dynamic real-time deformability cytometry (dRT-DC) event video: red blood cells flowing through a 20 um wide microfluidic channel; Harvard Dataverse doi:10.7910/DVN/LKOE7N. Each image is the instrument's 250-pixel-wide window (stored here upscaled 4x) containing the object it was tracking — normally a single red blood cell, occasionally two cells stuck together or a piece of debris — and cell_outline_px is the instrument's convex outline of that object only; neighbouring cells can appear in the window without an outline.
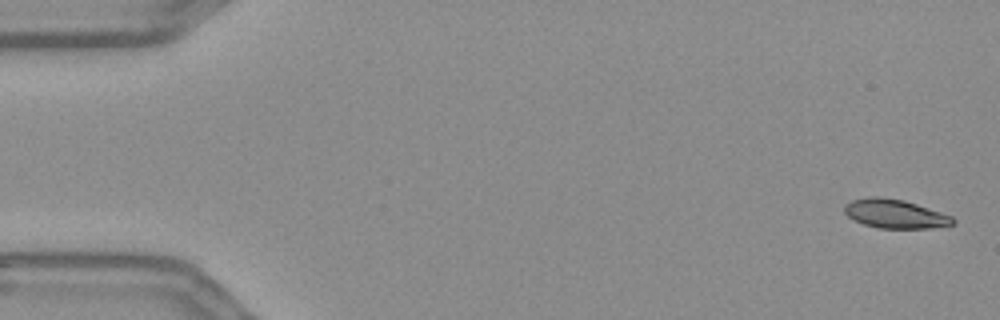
{"species": "Egyptian fruit bat (a non-hibernating species)", "species_latin": "Rousettus aegyptiacus", "temperature_condition": "warm", "stored_images_in_passage": 55, "camera_frame_rate_fps": 3000, "um_per_image_px": 0.085, "frame": {"image": 1, "passage_image": 1, "time_ms": 0.0, "image_size_px": [1000, 320], "cell_outline_px": [[956, 224], [928, 228], [876, 228], [864, 224], [848, 216], [844, 212], [844, 204], [852, 200], [868, 196], [880, 196], [904, 200], [952, 216], [956, 220]], "centroid_in_image_um": [76.07, 18.16], "position_along_channel_um": 8.9, "area_um2": 18.26}}
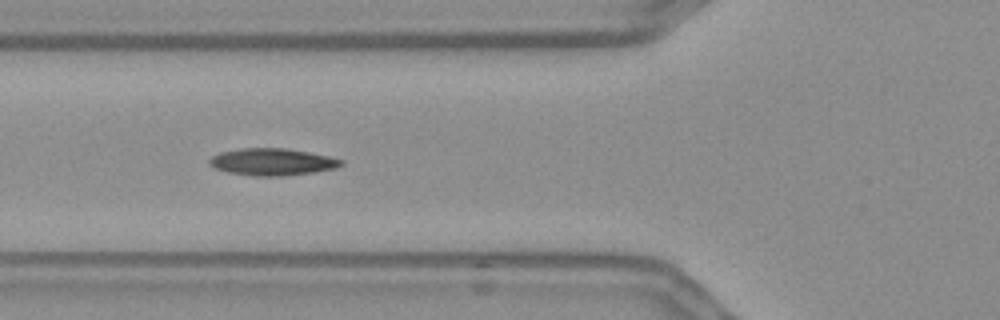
{"frame": {"image": 2, "passage_image": 20, "time_ms": 6.333, "image_size_px": [1000, 320], "cell_outline_px": [[344, 164], [336, 168], [312, 172], [280, 176], [252, 176], [228, 172], [212, 168], [208, 164], [208, 160], [212, 156], [220, 152], [240, 148], [288, 148], [328, 156], [344, 160]], "centroid_in_image_um": [23.1, 13.76], "position_along_channel_um": 102.7, "area_um2": 20.87}}
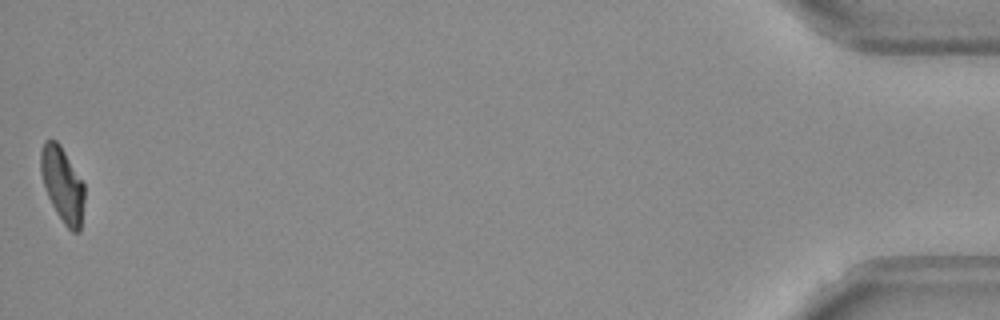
{"frame": {"image": 3, "passage_image": 55, "time_ms": 18.0, "image_size_px": [1000, 320], "cell_outline_px": [[84, 200], [80, 232], [72, 232], [64, 224], [56, 212], [48, 196], [40, 172], [40, 152], [44, 140], [56, 140], [60, 144], [84, 184]], "centroid_in_image_um": [5.3, 15.68], "position_along_channel_um": 429.9, "area_um2": 18.96}, "authors_computed_cell_mechanics": {"area_um2": 19.7676, "velocity_mm_per_s": 3.6369, "shape_relaxation_time_tau1_ms": null, "shape_relaxation_time_tau2_ms": 2.9464, "deformation_change_tau1": null, "deformation_change_tau2": 0.0831}}